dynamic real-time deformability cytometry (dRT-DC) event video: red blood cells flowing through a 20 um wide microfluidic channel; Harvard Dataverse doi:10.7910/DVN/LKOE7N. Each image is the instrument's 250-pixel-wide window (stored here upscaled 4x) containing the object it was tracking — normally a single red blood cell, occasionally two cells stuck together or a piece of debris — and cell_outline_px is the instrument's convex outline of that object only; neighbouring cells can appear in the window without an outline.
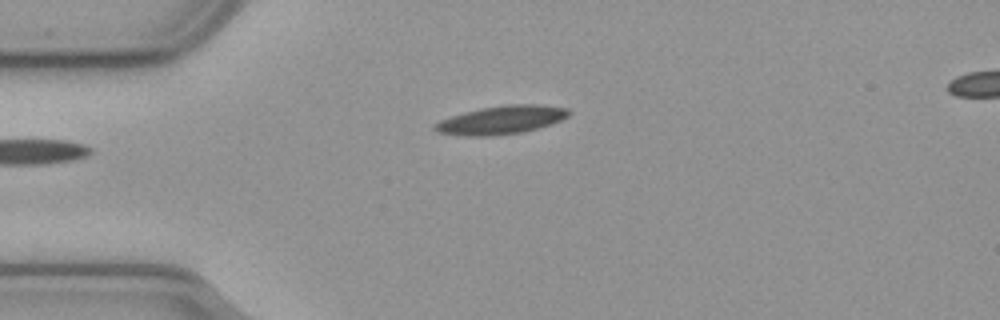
{"species": "common noctule bat (a hibernating species)", "species_latin": "Nyctalus noctula", "temperature_condition": "cold", "stored_images_in_passage": 36, "camera_frame_rate_fps": 3000, "um_per_image_px": 0.085, "animal": {"sex": "male", "body_mass_g": 23.1, "forearm_length_mm": 52.7}, "frame": {"image": 1, "passage_image": 1, "time_ms": 0.0, "image_size_px": [1000, 320], "cell_outline_px": [[572, 112], [568, 116], [560, 120], [536, 128], [520, 132], [484, 136], [472, 136], [440, 132], [432, 128], [440, 120], [464, 112], [480, 108], [508, 104], [540, 104], [568, 108]], "centroid_in_image_um": [42.65, 10.17], "position_along_channel_um": 42.4, "area_um2": 21.68}}
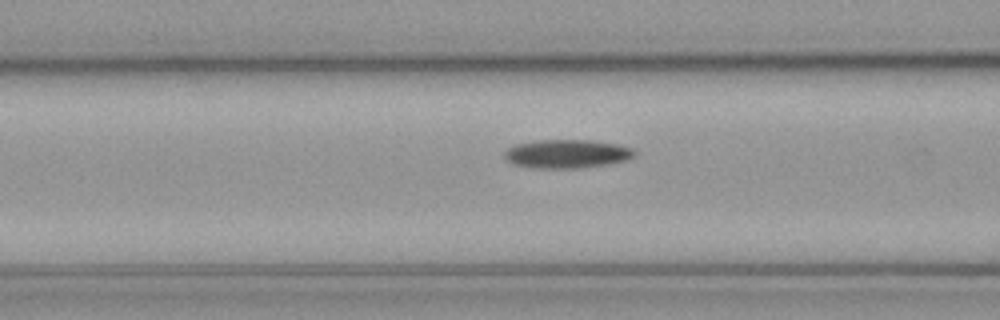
{"frame": {"image": 2, "passage_image": 9, "time_ms": 2.667, "image_size_px": [1000, 320], "cell_outline_px": [[636, 156], [628, 160], [608, 164], [580, 168], [532, 168], [512, 164], [504, 156], [504, 152], [508, 148], [516, 144], [540, 140], [592, 140], [616, 144], [632, 148], [636, 152]], "centroid_in_image_um": [48.21, 13.08], "position_along_channel_um": 118.4, "area_um2": 21.79}}
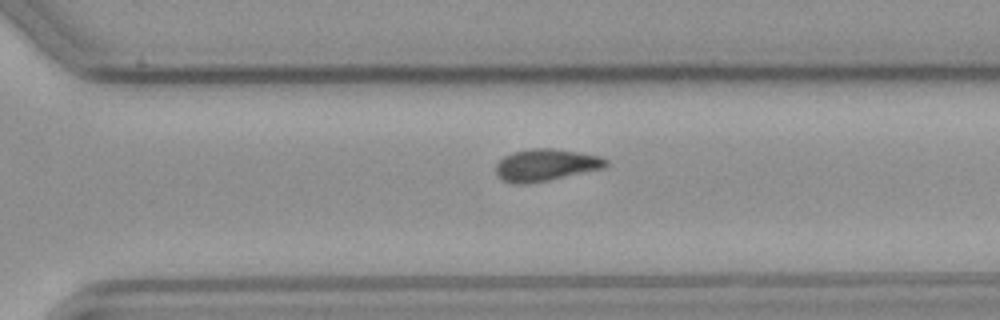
{"frame": {"image": 3, "passage_image": 26, "time_ms": 8.333, "image_size_px": [1000, 320], "cell_outline_px": [[608, 164], [604, 168], [548, 180], [528, 184], [512, 184], [504, 180], [496, 172], [496, 164], [504, 156], [512, 152], [532, 148], [552, 148], [600, 156], [608, 160]], "centroid_in_image_um": [46.39, 14.02], "position_along_channel_um": 324.2, "area_um2": 20.4}, "authors_computed_cell_mechanics": {"area_um2": 20.5479, "velocity_mm_per_s": 3.6322, "shape_relaxation_time_tau1_ms": 5.9005, "shape_relaxation_time_tau2_ms": null, "deformation_change_tau1": 0.1596, "deformation_change_tau2": null}}